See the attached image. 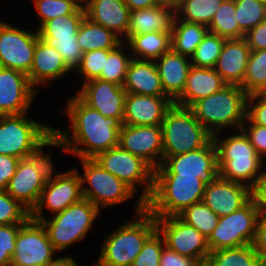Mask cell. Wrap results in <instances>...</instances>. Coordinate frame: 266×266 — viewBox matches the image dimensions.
<instances>
[{"mask_svg":"<svg viewBox=\"0 0 266 266\" xmlns=\"http://www.w3.org/2000/svg\"><path fill=\"white\" fill-rule=\"evenodd\" d=\"M164 247V239H162L159 231L156 230L146 240L141 252L131 266H160V256Z\"/></svg>","mask_w":266,"mask_h":266,"instance_id":"obj_46","label":"cell"},{"mask_svg":"<svg viewBox=\"0 0 266 266\" xmlns=\"http://www.w3.org/2000/svg\"><path fill=\"white\" fill-rule=\"evenodd\" d=\"M244 38L251 50L266 49V19L250 29Z\"/></svg>","mask_w":266,"mask_h":266,"instance_id":"obj_53","label":"cell"},{"mask_svg":"<svg viewBox=\"0 0 266 266\" xmlns=\"http://www.w3.org/2000/svg\"><path fill=\"white\" fill-rule=\"evenodd\" d=\"M75 266H79L77 263H76V265ZM88 266V265H87ZM95 266H100L98 263L97 264H95Z\"/></svg>","mask_w":266,"mask_h":266,"instance_id":"obj_59","label":"cell"},{"mask_svg":"<svg viewBox=\"0 0 266 266\" xmlns=\"http://www.w3.org/2000/svg\"><path fill=\"white\" fill-rule=\"evenodd\" d=\"M154 174H179L196 176L206 185L219 177L217 149L213 139L204 147L175 156L163 157Z\"/></svg>","mask_w":266,"mask_h":266,"instance_id":"obj_14","label":"cell"},{"mask_svg":"<svg viewBox=\"0 0 266 266\" xmlns=\"http://www.w3.org/2000/svg\"><path fill=\"white\" fill-rule=\"evenodd\" d=\"M23 224L0 225V266H10L18 231Z\"/></svg>","mask_w":266,"mask_h":266,"instance_id":"obj_47","label":"cell"},{"mask_svg":"<svg viewBox=\"0 0 266 266\" xmlns=\"http://www.w3.org/2000/svg\"><path fill=\"white\" fill-rule=\"evenodd\" d=\"M235 9V0H224L210 22L208 31L225 39L244 38L245 33L238 26Z\"/></svg>","mask_w":266,"mask_h":266,"instance_id":"obj_36","label":"cell"},{"mask_svg":"<svg viewBox=\"0 0 266 266\" xmlns=\"http://www.w3.org/2000/svg\"><path fill=\"white\" fill-rule=\"evenodd\" d=\"M182 221L195 227L207 239L216 228L219 216L202 201L192 204L177 215Z\"/></svg>","mask_w":266,"mask_h":266,"instance_id":"obj_39","label":"cell"},{"mask_svg":"<svg viewBox=\"0 0 266 266\" xmlns=\"http://www.w3.org/2000/svg\"><path fill=\"white\" fill-rule=\"evenodd\" d=\"M30 212L6 191L0 192V225L24 224Z\"/></svg>","mask_w":266,"mask_h":266,"instance_id":"obj_44","label":"cell"},{"mask_svg":"<svg viewBox=\"0 0 266 266\" xmlns=\"http://www.w3.org/2000/svg\"><path fill=\"white\" fill-rule=\"evenodd\" d=\"M225 40V38L208 31L190 58L192 66L198 68H214Z\"/></svg>","mask_w":266,"mask_h":266,"instance_id":"obj_40","label":"cell"},{"mask_svg":"<svg viewBox=\"0 0 266 266\" xmlns=\"http://www.w3.org/2000/svg\"><path fill=\"white\" fill-rule=\"evenodd\" d=\"M86 16L82 4L74 13L58 16L46 21L37 29L39 38H72L77 37L78 28Z\"/></svg>","mask_w":266,"mask_h":266,"instance_id":"obj_33","label":"cell"},{"mask_svg":"<svg viewBox=\"0 0 266 266\" xmlns=\"http://www.w3.org/2000/svg\"><path fill=\"white\" fill-rule=\"evenodd\" d=\"M40 18L39 28L48 20L74 13L83 0H34Z\"/></svg>","mask_w":266,"mask_h":266,"instance_id":"obj_42","label":"cell"},{"mask_svg":"<svg viewBox=\"0 0 266 266\" xmlns=\"http://www.w3.org/2000/svg\"><path fill=\"white\" fill-rule=\"evenodd\" d=\"M251 200L248 185L218 177L205 186L202 202L219 217L239 210Z\"/></svg>","mask_w":266,"mask_h":266,"instance_id":"obj_21","label":"cell"},{"mask_svg":"<svg viewBox=\"0 0 266 266\" xmlns=\"http://www.w3.org/2000/svg\"><path fill=\"white\" fill-rule=\"evenodd\" d=\"M246 123L250 125L247 126ZM248 128H247V127ZM241 130L249 139L257 154L263 159L266 156V127L258 124H253L247 117Z\"/></svg>","mask_w":266,"mask_h":266,"instance_id":"obj_49","label":"cell"},{"mask_svg":"<svg viewBox=\"0 0 266 266\" xmlns=\"http://www.w3.org/2000/svg\"><path fill=\"white\" fill-rule=\"evenodd\" d=\"M127 93L167 96L154 61L132 59L123 85Z\"/></svg>","mask_w":266,"mask_h":266,"instance_id":"obj_29","label":"cell"},{"mask_svg":"<svg viewBox=\"0 0 266 266\" xmlns=\"http://www.w3.org/2000/svg\"><path fill=\"white\" fill-rule=\"evenodd\" d=\"M127 43L130 50L132 49L134 52L132 55L133 58L135 57L134 59L155 61L171 49V32H149L134 35Z\"/></svg>","mask_w":266,"mask_h":266,"instance_id":"obj_32","label":"cell"},{"mask_svg":"<svg viewBox=\"0 0 266 266\" xmlns=\"http://www.w3.org/2000/svg\"><path fill=\"white\" fill-rule=\"evenodd\" d=\"M66 107L72 137H69V132L54 128L58 148L62 147L65 152L80 159L95 158L100 152L118 146L119 131L123 125L118 119L103 116L77 95L68 101Z\"/></svg>","mask_w":266,"mask_h":266,"instance_id":"obj_1","label":"cell"},{"mask_svg":"<svg viewBox=\"0 0 266 266\" xmlns=\"http://www.w3.org/2000/svg\"><path fill=\"white\" fill-rule=\"evenodd\" d=\"M206 184L196 176L154 174L153 191L145 209L154 217L177 216L202 201Z\"/></svg>","mask_w":266,"mask_h":266,"instance_id":"obj_3","label":"cell"},{"mask_svg":"<svg viewBox=\"0 0 266 266\" xmlns=\"http://www.w3.org/2000/svg\"><path fill=\"white\" fill-rule=\"evenodd\" d=\"M106 171L127 184L137 193V183L144 189L139 197L144 203L153 191L154 169L142 158L121 149L119 146L100 152L94 158Z\"/></svg>","mask_w":266,"mask_h":266,"instance_id":"obj_12","label":"cell"},{"mask_svg":"<svg viewBox=\"0 0 266 266\" xmlns=\"http://www.w3.org/2000/svg\"><path fill=\"white\" fill-rule=\"evenodd\" d=\"M77 42L85 53L98 49H114L122 43V38L85 16L77 31Z\"/></svg>","mask_w":266,"mask_h":266,"instance_id":"obj_30","label":"cell"},{"mask_svg":"<svg viewBox=\"0 0 266 266\" xmlns=\"http://www.w3.org/2000/svg\"><path fill=\"white\" fill-rule=\"evenodd\" d=\"M208 260L214 266H265L253 244L211 251Z\"/></svg>","mask_w":266,"mask_h":266,"instance_id":"obj_35","label":"cell"},{"mask_svg":"<svg viewBox=\"0 0 266 266\" xmlns=\"http://www.w3.org/2000/svg\"><path fill=\"white\" fill-rule=\"evenodd\" d=\"M250 53L245 38L226 39L214 69L228 85H241Z\"/></svg>","mask_w":266,"mask_h":266,"instance_id":"obj_24","label":"cell"},{"mask_svg":"<svg viewBox=\"0 0 266 266\" xmlns=\"http://www.w3.org/2000/svg\"><path fill=\"white\" fill-rule=\"evenodd\" d=\"M207 32V26L183 21L175 16L171 32V49L191 58Z\"/></svg>","mask_w":266,"mask_h":266,"instance_id":"obj_31","label":"cell"},{"mask_svg":"<svg viewBox=\"0 0 266 266\" xmlns=\"http://www.w3.org/2000/svg\"><path fill=\"white\" fill-rule=\"evenodd\" d=\"M154 62L164 93L174 101L184 90L188 73L192 67L190 57L170 49Z\"/></svg>","mask_w":266,"mask_h":266,"instance_id":"obj_28","label":"cell"},{"mask_svg":"<svg viewBox=\"0 0 266 266\" xmlns=\"http://www.w3.org/2000/svg\"><path fill=\"white\" fill-rule=\"evenodd\" d=\"M53 174L54 169L46 180L36 206L30 212V218L35 221L39 222L45 218L44 207L56 214L83 198L81 177L77 169Z\"/></svg>","mask_w":266,"mask_h":266,"instance_id":"obj_13","label":"cell"},{"mask_svg":"<svg viewBox=\"0 0 266 266\" xmlns=\"http://www.w3.org/2000/svg\"><path fill=\"white\" fill-rule=\"evenodd\" d=\"M259 217L252 200L239 210L219 217L216 228L207 239L210 252L253 244Z\"/></svg>","mask_w":266,"mask_h":266,"instance_id":"obj_11","label":"cell"},{"mask_svg":"<svg viewBox=\"0 0 266 266\" xmlns=\"http://www.w3.org/2000/svg\"><path fill=\"white\" fill-rule=\"evenodd\" d=\"M82 196L99 210L133 198L135 192L122 180L106 171L94 158H80ZM86 182V183H85ZM89 184L88 186H83Z\"/></svg>","mask_w":266,"mask_h":266,"instance_id":"obj_10","label":"cell"},{"mask_svg":"<svg viewBox=\"0 0 266 266\" xmlns=\"http://www.w3.org/2000/svg\"><path fill=\"white\" fill-rule=\"evenodd\" d=\"M135 221L129 220L103 240L97 263L100 266H131L146 240L157 230L156 219L139 198Z\"/></svg>","mask_w":266,"mask_h":266,"instance_id":"obj_2","label":"cell"},{"mask_svg":"<svg viewBox=\"0 0 266 266\" xmlns=\"http://www.w3.org/2000/svg\"><path fill=\"white\" fill-rule=\"evenodd\" d=\"M76 262L73 258L66 256V257H59L55 261L49 263L45 266H75Z\"/></svg>","mask_w":266,"mask_h":266,"instance_id":"obj_56","label":"cell"},{"mask_svg":"<svg viewBox=\"0 0 266 266\" xmlns=\"http://www.w3.org/2000/svg\"><path fill=\"white\" fill-rule=\"evenodd\" d=\"M223 1L181 0L175 6V14L177 18L183 21L198 23L208 27Z\"/></svg>","mask_w":266,"mask_h":266,"instance_id":"obj_34","label":"cell"},{"mask_svg":"<svg viewBox=\"0 0 266 266\" xmlns=\"http://www.w3.org/2000/svg\"><path fill=\"white\" fill-rule=\"evenodd\" d=\"M38 37L37 30L32 33L0 21V67L28 74Z\"/></svg>","mask_w":266,"mask_h":266,"instance_id":"obj_17","label":"cell"},{"mask_svg":"<svg viewBox=\"0 0 266 266\" xmlns=\"http://www.w3.org/2000/svg\"><path fill=\"white\" fill-rule=\"evenodd\" d=\"M19 158L0 154V192L6 191L7 184L15 174Z\"/></svg>","mask_w":266,"mask_h":266,"instance_id":"obj_51","label":"cell"},{"mask_svg":"<svg viewBox=\"0 0 266 266\" xmlns=\"http://www.w3.org/2000/svg\"><path fill=\"white\" fill-rule=\"evenodd\" d=\"M83 5L92 22L126 38L131 11L123 0H83Z\"/></svg>","mask_w":266,"mask_h":266,"instance_id":"obj_25","label":"cell"},{"mask_svg":"<svg viewBox=\"0 0 266 266\" xmlns=\"http://www.w3.org/2000/svg\"><path fill=\"white\" fill-rule=\"evenodd\" d=\"M227 85L214 68L192 66L183 92L173 102L190 108L196 101L221 91Z\"/></svg>","mask_w":266,"mask_h":266,"instance_id":"obj_27","label":"cell"},{"mask_svg":"<svg viewBox=\"0 0 266 266\" xmlns=\"http://www.w3.org/2000/svg\"><path fill=\"white\" fill-rule=\"evenodd\" d=\"M235 17L246 34L266 19V2L262 0H235Z\"/></svg>","mask_w":266,"mask_h":266,"instance_id":"obj_41","label":"cell"},{"mask_svg":"<svg viewBox=\"0 0 266 266\" xmlns=\"http://www.w3.org/2000/svg\"><path fill=\"white\" fill-rule=\"evenodd\" d=\"M175 16V6L167 3L131 11L126 40L123 39L122 42H127L134 35L149 32H172Z\"/></svg>","mask_w":266,"mask_h":266,"instance_id":"obj_26","label":"cell"},{"mask_svg":"<svg viewBox=\"0 0 266 266\" xmlns=\"http://www.w3.org/2000/svg\"><path fill=\"white\" fill-rule=\"evenodd\" d=\"M113 49H98L83 53L80 65L76 68L84 79L83 82H88L93 79H98L105 65V58L108 52Z\"/></svg>","mask_w":266,"mask_h":266,"instance_id":"obj_45","label":"cell"},{"mask_svg":"<svg viewBox=\"0 0 266 266\" xmlns=\"http://www.w3.org/2000/svg\"><path fill=\"white\" fill-rule=\"evenodd\" d=\"M41 39L50 47L55 48L61 54L65 64L72 71H75L80 65L83 52L77 42V37Z\"/></svg>","mask_w":266,"mask_h":266,"instance_id":"obj_43","label":"cell"},{"mask_svg":"<svg viewBox=\"0 0 266 266\" xmlns=\"http://www.w3.org/2000/svg\"><path fill=\"white\" fill-rule=\"evenodd\" d=\"M156 226L165 246L178 254L199 260L208 259L210 249L207 238L195 227L185 223L178 216L155 217Z\"/></svg>","mask_w":266,"mask_h":266,"instance_id":"obj_15","label":"cell"},{"mask_svg":"<svg viewBox=\"0 0 266 266\" xmlns=\"http://www.w3.org/2000/svg\"><path fill=\"white\" fill-rule=\"evenodd\" d=\"M126 94L123 86L100 79L83 82L82 88L77 92V96L86 105L105 117L118 119L122 124Z\"/></svg>","mask_w":266,"mask_h":266,"instance_id":"obj_20","label":"cell"},{"mask_svg":"<svg viewBox=\"0 0 266 266\" xmlns=\"http://www.w3.org/2000/svg\"><path fill=\"white\" fill-rule=\"evenodd\" d=\"M161 3H167L169 5L176 6L181 0H159Z\"/></svg>","mask_w":266,"mask_h":266,"instance_id":"obj_57","label":"cell"},{"mask_svg":"<svg viewBox=\"0 0 266 266\" xmlns=\"http://www.w3.org/2000/svg\"><path fill=\"white\" fill-rule=\"evenodd\" d=\"M240 87L248 94L266 93V49L251 50Z\"/></svg>","mask_w":266,"mask_h":266,"instance_id":"obj_37","label":"cell"},{"mask_svg":"<svg viewBox=\"0 0 266 266\" xmlns=\"http://www.w3.org/2000/svg\"><path fill=\"white\" fill-rule=\"evenodd\" d=\"M51 155L43 153L42 149L33 156L20 159L15 174L7 184L6 192L29 212L36 206L46 180L54 169Z\"/></svg>","mask_w":266,"mask_h":266,"instance_id":"obj_9","label":"cell"},{"mask_svg":"<svg viewBox=\"0 0 266 266\" xmlns=\"http://www.w3.org/2000/svg\"><path fill=\"white\" fill-rule=\"evenodd\" d=\"M160 266H202V263L190 257L182 256L166 246L160 256Z\"/></svg>","mask_w":266,"mask_h":266,"instance_id":"obj_50","label":"cell"},{"mask_svg":"<svg viewBox=\"0 0 266 266\" xmlns=\"http://www.w3.org/2000/svg\"><path fill=\"white\" fill-rule=\"evenodd\" d=\"M55 252L43 225L29 218L18 231L10 266H45L57 259Z\"/></svg>","mask_w":266,"mask_h":266,"instance_id":"obj_16","label":"cell"},{"mask_svg":"<svg viewBox=\"0 0 266 266\" xmlns=\"http://www.w3.org/2000/svg\"><path fill=\"white\" fill-rule=\"evenodd\" d=\"M247 98L248 94L240 85H227L196 101L190 109L212 135L226 127H235L239 131L246 120Z\"/></svg>","mask_w":266,"mask_h":266,"instance_id":"obj_4","label":"cell"},{"mask_svg":"<svg viewBox=\"0 0 266 266\" xmlns=\"http://www.w3.org/2000/svg\"><path fill=\"white\" fill-rule=\"evenodd\" d=\"M251 200L260 215L266 214V170L251 187Z\"/></svg>","mask_w":266,"mask_h":266,"instance_id":"obj_52","label":"cell"},{"mask_svg":"<svg viewBox=\"0 0 266 266\" xmlns=\"http://www.w3.org/2000/svg\"><path fill=\"white\" fill-rule=\"evenodd\" d=\"M101 211L82 198L52 218L39 221L57 252L83 240Z\"/></svg>","mask_w":266,"mask_h":266,"instance_id":"obj_8","label":"cell"},{"mask_svg":"<svg viewBox=\"0 0 266 266\" xmlns=\"http://www.w3.org/2000/svg\"><path fill=\"white\" fill-rule=\"evenodd\" d=\"M68 72L73 71L65 64L61 54L38 37L32 67L27 74L31 85L36 89L40 84L43 86Z\"/></svg>","mask_w":266,"mask_h":266,"instance_id":"obj_23","label":"cell"},{"mask_svg":"<svg viewBox=\"0 0 266 266\" xmlns=\"http://www.w3.org/2000/svg\"><path fill=\"white\" fill-rule=\"evenodd\" d=\"M239 131V134L225 139H220L218 133L213 135L219 176L251 188L263 173V159L257 154L244 132L241 129Z\"/></svg>","mask_w":266,"mask_h":266,"instance_id":"obj_6","label":"cell"},{"mask_svg":"<svg viewBox=\"0 0 266 266\" xmlns=\"http://www.w3.org/2000/svg\"><path fill=\"white\" fill-rule=\"evenodd\" d=\"M36 94L27 74L0 67V115L27 113Z\"/></svg>","mask_w":266,"mask_h":266,"instance_id":"obj_19","label":"cell"},{"mask_svg":"<svg viewBox=\"0 0 266 266\" xmlns=\"http://www.w3.org/2000/svg\"><path fill=\"white\" fill-rule=\"evenodd\" d=\"M202 266H214L208 259L202 264Z\"/></svg>","mask_w":266,"mask_h":266,"instance_id":"obj_58","label":"cell"},{"mask_svg":"<svg viewBox=\"0 0 266 266\" xmlns=\"http://www.w3.org/2000/svg\"><path fill=\"white\" fill-rule=\"evenodd\" d=\"M174 104L168 96H149L127 93L123 125H162L167 110Z\"/></svg>","mask_w":266,"mask_h":266,"instance_id":"obj_22","label":"cell"},{"mask_svg":"<svg viewBox=\"0 0 266 266\" xmlns=\"http://www.w3.org/2000/svg\"><path fill=\"white\" fill-rule=\"evenodd\" d=\"M130 11H137L159 5V0H123Z\"/></svg>","mask_w":266,"mask_h":266,"instance_id":"obj_55","label":"cell"},{"mask_svg":"<svg viewBox=\"0 0 266 266\" xmlns=\"http://www.w3.org/2000/svg\"><path fill=\"white\" fill-rule=\"evenodd\" d=\"M253 246L261 262L266 266V214L259 217Z\"/></svg>","mask_w":266,"mask_h":266,"instance_id":"obj_54","label":"cell"},{"mask_svg":"<svg viewBox=\"0 0 266 266\" xmlns=\"http://www.w3.org/2000/svg\"><path fill=\"white\" fill-rule=\"evenodd\" d=\"M246 117L253 124L266 127V93L248 95Z\"/></svg>","mask_w":266,"mask_h":266,"instance_id":"obj_48","label":"cell"},{"mask_svg":"<svg viewBox=\"0 0 266 266\" xmlns=\"http://www.w3.org/2000/svg\"><path fill=\"white\" fill-rule=\"evenodd\" d=\"M27 114L0 115V154L19 159L35 155L44 147L58 146L54 128L40 124Z\"/></svg>","mask_w":266,"mask_h":266,"instance_id":"obj_5","label":"cell"},{"mask_svg":"<svg viewBox=\"0 0 266 266\" xmlns=\"http://www.w3.org/2000/svg\"><path fill=\"white\" fill-rule=\"evenodd\" d=\"M163 157L192 152L206 146L213 135L188 107L173 104L162 122Z\"/></svg>","mask_w":266,"mask_h":266,"instance_id":"obj_7","label":"cell"},{"mask_svg":"<svg viewBox=\"0 0 266 266\" xmlns=\"http://www.w3.org/2000/svg\"><path fill=\"white\" fill-rule=\"evenodd\" d=\"M126 43L122 42L113 50L108 52L107 58H105V65L102 69V73L98 79L115 83L123 86L129 63L133 59L130 57L125 48ZM123 46V47H122Z\"/></svg>","mask_w":266,"mask_h":266,"instance_id":"obj_38","label":"cell"},{"mask_svg":"<svg viewBox=\"0 0 266 266\" xmlns=\"http://www.w3.org/2000/svg\"><path fill=\"white\" fill-rule=\"evenodd\" d=\"M118 146L142 158L153 169H156L163 161L162 125H122L119 131Z\"/></svg>","mask_w":266,"mask_h":266,"instance_id":"obj_18","label":"cell"}]
</instances>
